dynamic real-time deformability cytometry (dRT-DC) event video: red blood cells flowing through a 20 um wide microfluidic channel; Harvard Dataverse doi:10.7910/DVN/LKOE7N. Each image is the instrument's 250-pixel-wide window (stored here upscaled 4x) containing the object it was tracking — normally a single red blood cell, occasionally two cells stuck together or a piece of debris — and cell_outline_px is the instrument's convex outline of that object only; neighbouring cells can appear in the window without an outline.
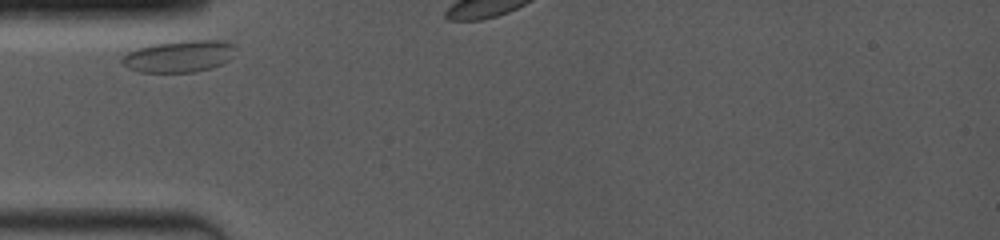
{"species": "common noctule bat (a hibernating species)", "species_latin": "Nyctalus noctula", "temperature_condition": "room temperature", "stored_images_in_passage": 4, "camera_frame_rate_fps": 4000, "um_per_image_px": 0.085, "animal": {"sex": "female", "body_mass_g": 19.0, "forearm_length_mm": 53.3}, "frame": {"image": 1, "passage_image": 1, "time_ms": 0.0, "image_size_px": [1000, 240], "cell_outline_px": [[240, 48], [228, 60], [212, 68], [196, 72], [140, 72], [128, 68], [120, 64], [120, 60], [128, 52], [136, 48], [152, 44], [184, 40], [220, 40], [232, 44]], "centroid_in_image_um": [15.24, 4.78], "position_along_channel_um": 69.8, "area_um2": 21.33}}